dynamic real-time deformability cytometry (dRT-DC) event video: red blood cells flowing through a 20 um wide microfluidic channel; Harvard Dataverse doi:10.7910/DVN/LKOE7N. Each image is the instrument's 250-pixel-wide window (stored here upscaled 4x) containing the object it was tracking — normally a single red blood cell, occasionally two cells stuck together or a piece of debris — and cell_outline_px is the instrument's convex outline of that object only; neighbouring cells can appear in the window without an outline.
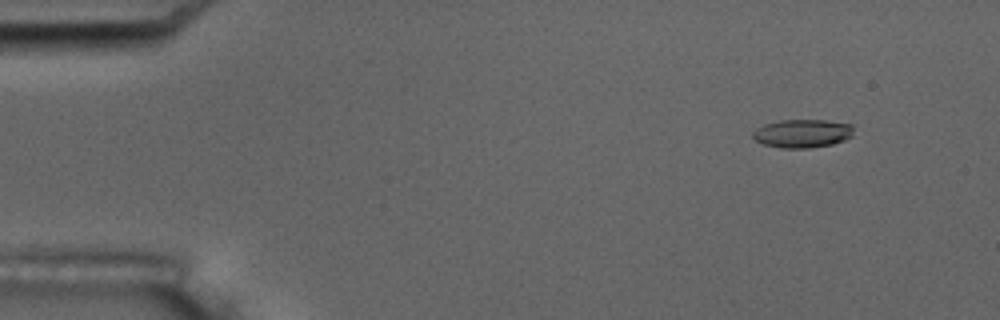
{"species": "common noctule bat (a hibernating species)", "species_latin": "Nyctalus noctula", "temperature_condition": "room temperature", "stored_images_in_passage": 3, "camera_frame_rate_fps": 3000, "um_per_image_px": 0.085, "animal": {"sex": "male", "body_mass_g": 17.5, "forearm_length_mm": 52.3}, "frame": {"image": 1, "passage_image": 1, "time_ms": 0.0, "image_size_px": [1000, 320], "cell_outline_px": [[852, 136], [844, 140], [832, 144], [808, 148], [780, 148], [764, 144], [756, 140], [752, 136], [752, 132], [756, 128], [764, 124], [780, 120], [824, 120], [852, 124]], "centroid_in_image_um": [68.18, 11.34], "position_along_channel_um": 16.8, "area_um2": 16.65}}